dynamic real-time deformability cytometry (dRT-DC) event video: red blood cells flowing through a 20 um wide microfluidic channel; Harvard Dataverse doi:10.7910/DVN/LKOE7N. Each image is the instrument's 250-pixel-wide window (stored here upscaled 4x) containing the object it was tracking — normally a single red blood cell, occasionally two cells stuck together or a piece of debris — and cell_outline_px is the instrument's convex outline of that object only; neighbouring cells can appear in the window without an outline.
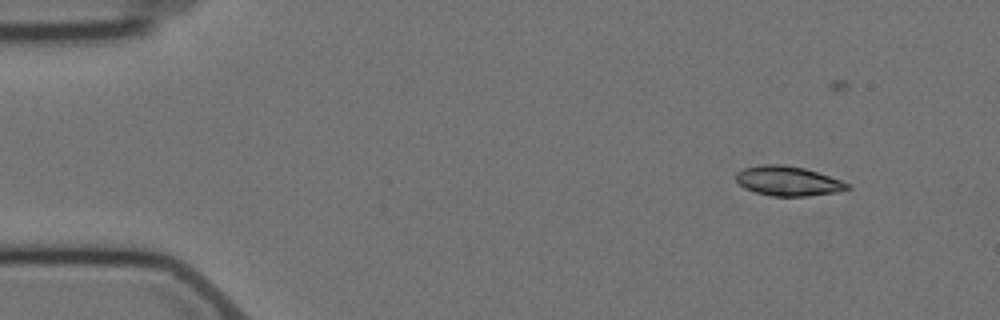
{"species": "Egyptian fruit bat (a non-hibernating species)", "species_latin": "Rousettus aegyptiacus", "temperature_condition": "cold", "stored_images_in_passage": 4, "camera_frame_rate_fps": 3000, "um_per_image_px": 0.085, "animal": {"sex": "female"}, "frame": {"image": 1, "passage_image": 1, "time_ms": 0.0, "image_size_px": [1000, 320], "cell_outline_px": [[852, 188], [840, 192], [808, 196], [772, 196], [756, 192], [744, 188], [736, 180], [736, 172], [744, 168], [760, 164], [784, 164], [804, 168], [840, 180], [848, 184]], "centroid_in_image_um": [66.97, 15.38], "position_along_channel_um": 18.0, "area_um2": 19.25}}
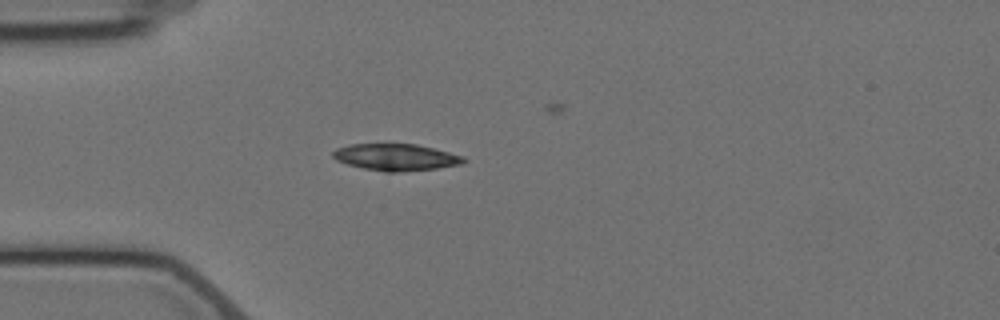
{"frame": {"image": 2, "passage_image": 4, "time_ms": 3.333, "image_size_px": [1000, 320], "cell_outline_px": [[468, 160], [464, 164], [436, 168], [400, 172], [384, 172], [364, 168], [348, 164], [336, 160], [332, 156], [332, 152], [336, 148], [348, 144], [416, 144], [464, 156]], "centroid_in_image_um": [33.66, 13.36], "position_along_channel_um": 51.3, "area_um2": 20.4}}